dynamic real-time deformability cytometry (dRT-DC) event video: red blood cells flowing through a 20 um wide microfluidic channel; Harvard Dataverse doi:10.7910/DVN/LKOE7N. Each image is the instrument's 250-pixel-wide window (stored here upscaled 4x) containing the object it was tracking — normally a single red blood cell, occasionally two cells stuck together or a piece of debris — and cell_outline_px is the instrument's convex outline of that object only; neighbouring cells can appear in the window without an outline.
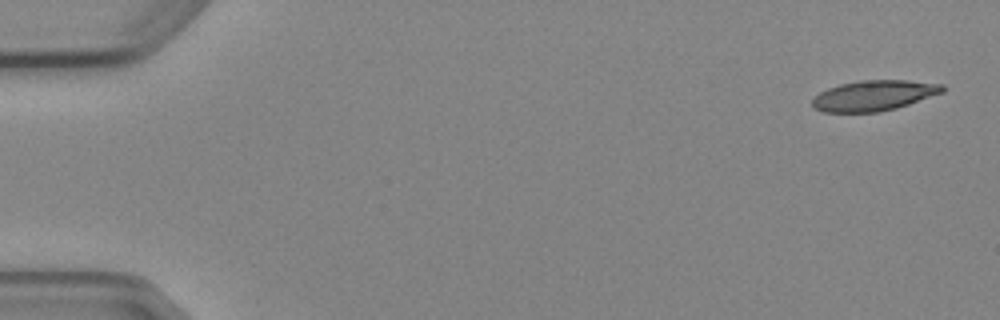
{"species": "Egyptian fruit bat (a non-hibernating species)", "species_latin": "Rousettus aegyptiacus", "temperature_condition": "cold", "stored_images_in_passage": 5, "segment_of_instrument_passage": [1, 2], "camera_frame_rate_fps": 3000, "um_per_image_px": 0.085, "animal": {"sex": "female"}, "frame": {"image": 1, "passage_image": 1, "time_ms": 0.0, "image_size_px": [1000, 320], "cell_outline_px": [[944, 92], [896, 108], [880, 112], [824, 112], [812, 108], [812, 100], [820, 92], [828, 88], [840, 84], [860, 80], [908, 80], [944, 84]], "centroid_in_image_um": [74.28, 8.12], "position_along_channel_um": 10.7, "area_um2": 23.12}}
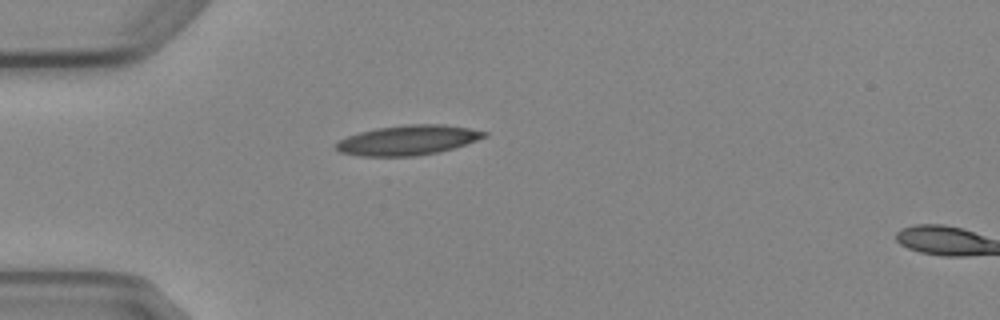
{"frame": {"image": 2, "passage_image": 4, "time_ms": 4.333, "image_size_px": [1000, 320], "cell_outline_px": [[488, 136], [440, 152], [416, 156], [360, 156], [340, 152], [332, 144], [348, 136], [360, 132], [376, 128], [408, 124], [444, 124], [468, 128], [488, 132]], "centroid_in_image_um": [34.66, 11.91], "position_along_channel_um": 50.3, "area_um2": 25.72}}